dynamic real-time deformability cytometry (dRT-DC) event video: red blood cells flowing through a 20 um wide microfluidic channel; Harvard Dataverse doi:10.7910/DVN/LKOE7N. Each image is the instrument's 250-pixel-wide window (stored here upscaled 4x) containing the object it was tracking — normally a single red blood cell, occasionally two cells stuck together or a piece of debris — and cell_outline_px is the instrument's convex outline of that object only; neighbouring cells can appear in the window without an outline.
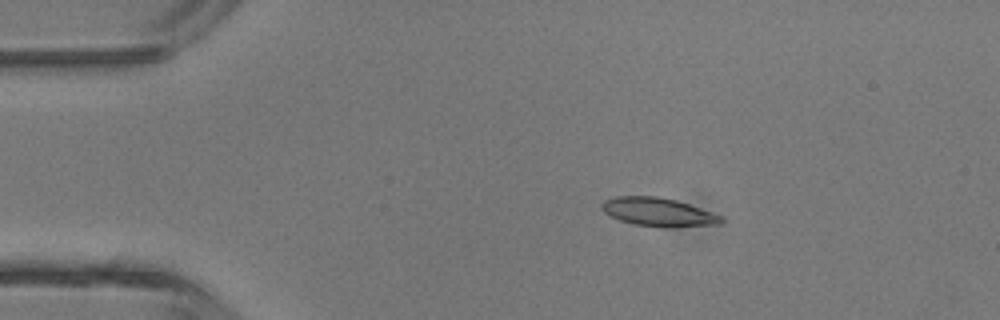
{"species": "common noctule bat (a hibernating species)", "species_latin": "Nyctalus noctula", "temperature_condition": "room temperature", "stored_images_in_passage": 5, "camera_frame_rate_fps": 3000, "um_per_image_px": 0.085, "animal": {"sex": "male", "body_mass_g": 13.3}, "frame": {"image": 1, "passage_image": 3, "time_ms": 2.333, "image_size_px": [1000, 320], "cell_outline_px": [[724, 220], [720, 224], [672, 228], [632, 224], [608, 216], [600, 208], [600, 204], [604, 200], [616, 196], [656, 196], [676, 200], [724, 216]], "centroid_in_image_um": [55.94, 18.03], "position_along_channel_um": 29.1, "area_um2": 20.11}}
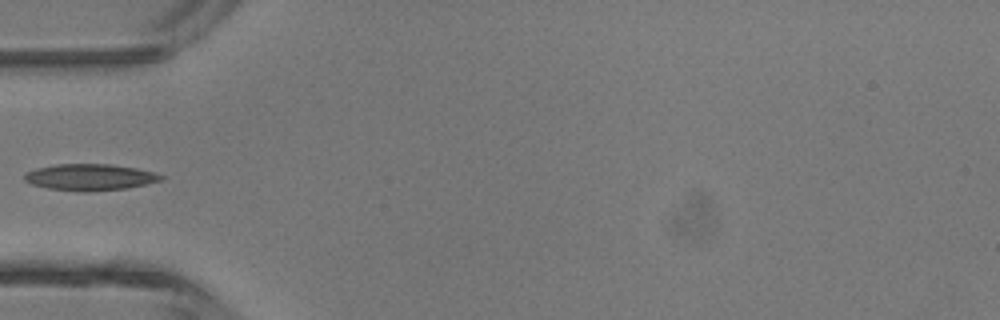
{"frame": {"image": 2, "passage_image": 5, "time_ms": 4.667, "image_size_px": [1000, 320], "cell_outline_px": [[164, 176], [160, 180], [128, 188], [88, 192], [76, 192], [48, 188], [32, 184], [24, 180], [24, 176], [28, 172], [36, 168], [56, 164], [112, 164], [136, 168], [152, 172]], "centroid_in_image_um": [7.62, 15.06], "position_along_channel_um": 77.4, "area_um2": 20.98}}